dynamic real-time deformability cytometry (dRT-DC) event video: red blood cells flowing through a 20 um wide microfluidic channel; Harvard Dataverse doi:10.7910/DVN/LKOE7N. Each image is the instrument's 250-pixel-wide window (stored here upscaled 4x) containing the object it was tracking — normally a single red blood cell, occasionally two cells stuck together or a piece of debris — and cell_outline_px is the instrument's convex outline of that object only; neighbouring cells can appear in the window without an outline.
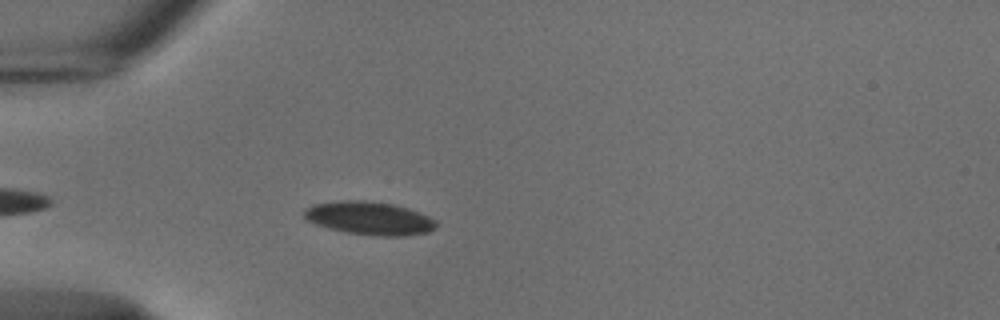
{"species": "common noctule bat (a hibernating species)", "species_latin": "Nyctalus noctula", "temperature_condition": "cold", "stored_images_in_passage": 42, "camera_frame_rate_fps": 3000, "um_per_image_px": 0.085, "animal": {"sex": "male", "body_mass_g": 18.8}, "frame": {"image": 1, "passage_image": 6, "time_ms": 1.667, "image_size_px": [1000, 320], "cell_outline_px": [[436, 228], [428, 232], [404, 236], [376, 236], [344, 232], [328, 228], [304, 220], [304, 208], [312, 204], [344, 200], [360, 200], [392, 204], [408, 208], [428, 216], [436, 220]], "centroid_in_image_um": [31.37, 18.55], "position_along_channel_um": 53.6, "area_um2": 25.66}}
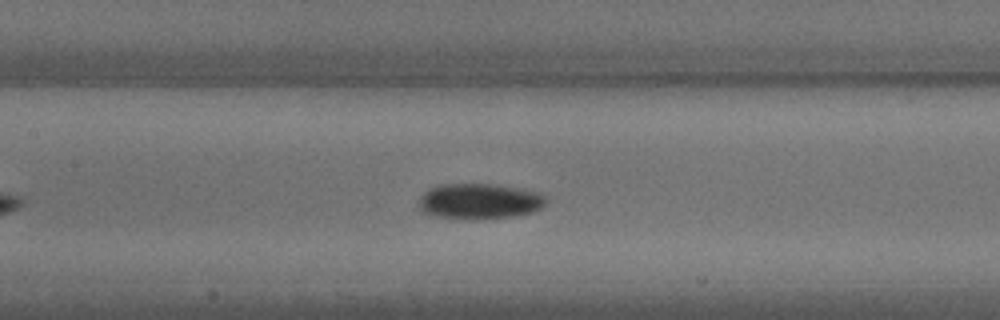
{"frame": {"image": 2, "passage_image": 16, "time_ms": 5.0, "image_size_px": [1000, 320], "cell_outline_px": [[548, 200], [540, 208], [532, 212], [516, 216], [476, 220], [472, 220], [432, 216], [424, 212], [420, 208], [420, 200], [424, 192], [440, 184], [492, 184], [544, 192]], "centroid_in_image_um": [40.81, 17.12], "position_along_channel_um": 166.6, "area_um2": 26.65}}
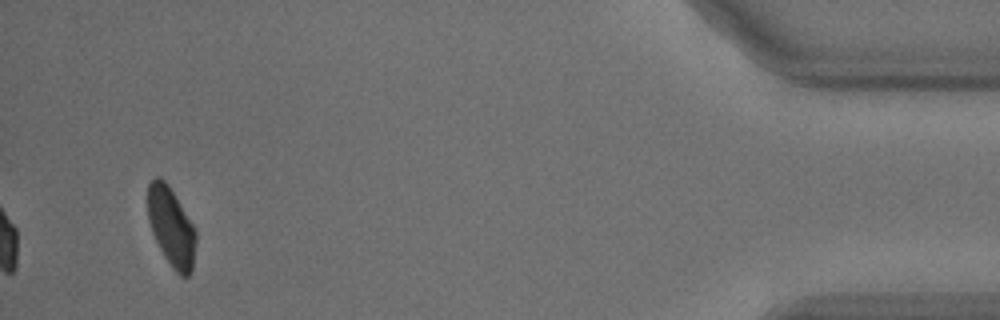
{"frame": {"image": 3, "passage_image": 42, "time_ms": 13.667, "image_size_px": [1000, 320], "cell_outline_px": [[196, 240], [192, 272], [188, 276], [180, 276], [172, 268], [164, 256], [152, 232], [148, 220], [148, 184], [156, 176], [160, 176], [168, 184], [196, 228]], "centroid_in_image_um": [14.57, 19.29], "position_along_channel_um": 420.6, "area_um2": 22.25}, "authors_computed_cell_mechanics": {"area_um2": 24.5939, "velocity_mm_per_s": 3.7286, "shape_relaxation_time_tau1_ms": 6.3043, "shape_relaxation_time_tau2_ms": null, "deformation_change_tau1": 0.1037, "deformation_change_tau2": null}}